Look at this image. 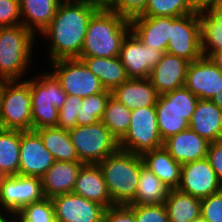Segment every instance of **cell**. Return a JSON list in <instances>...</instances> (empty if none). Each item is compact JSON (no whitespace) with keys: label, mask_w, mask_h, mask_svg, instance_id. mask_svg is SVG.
Returning a JSON list of instances; mask_svg holds the SVG:
<instances>
[{"label":"cell","mask_w":222,"mask_h":222,"mask_svg":"<svg viewBox=\"0 0 222 222\" xmlns=\"http://www.w3.org/2000/svg\"><path fill=\"white\" fill-rule=\"evenodd\" d=\"M100 7L86 0H62L59 3L52 22L38 36L47 42L48 63L80 57L89 20Z\"/></svg>","instance_id":"1"},{"label":"cell","mask_w":222,"mask_h":222,"mask_svg":"<svg viewBox=\"0 0 222 222\" xmlns=\"http://www.w3.org/2000/svg\"><path fill=\"white\" fill-rule=\"evenodd\" d=\"M130 20L101 6L89 20L80 57H118Z\"/></svg>","instance_id":"2"},{"label":"cell","mask_w":222,"mask_h":222,"mask_svg":"<svg viewBox=\"0 0 222 222\" xmlns=\"http://www.w3.org/2000/svg\"><path fill=\"white\" fill-rule=\"evenodd\" d=\"M39 40L24 25L0 27V79H26L36 57L35 42ZM34 53V54H33Z\"/></svg>","instance_id":"3"},{"label":"cell","mask_w":222,"mask_h":222,"mask_svg":"<svg viewBox=\"0 0 222 222\" xmlns=\"http://www.w3.org/2000/svg\"><path fill=\"white\" fill-rule=\"evenodd\" d=\"M114 205H128L137 193L142 156L119 149L98 163Z\"/></svg>","instance_id":"4"},{"label":"cell","mask_w":222,"mask_h":222,"mask_svg":"<svg viewBox=\"0 0 222 222\" xmlns=\"http://www.w3.org/2000/svg\"><path fill=\"white\" fill-rule=\"evenodd\" d=\"M26 80L30 83L32 130L57 127L59 110L67 96L60 82L49 70L29 75Z\"/></svg>","instance_id":"5"},{"label":"cell","mask_w":222,"mask_h":222,"mask_svg":"<svg viewBox=\"0 0 222 222\" xmlns=\"http://www.w3.org/2000/svg\"><path fill=\"white\" fill-rule=\"evenodd\" d=\"M198 100L186 86L158 96L155 108L163 141L189 128Z\"/></svg>","instance_id":"6"},{"label":"cell","mask_w":222,"mask_h":222,"mask_svg":"<svg viewBox=\"0 0 222 222\" xmlns=\"http://www.w3.org/2000/svg\"><path fill=\"white\" fill-rule=\"evenodd\" d=\"M0 128L32 130L30 83L26 79L5 81L0 101Z\"/></svg>","instance_id":"7"},{"label":"cell","mask_w":222,"mask_h":222,"mask_svg":"<svg viewBox=\"0 0 222 222\" xmlns=\"http://www.w3.org/2000/svg\"><path fill=\"white\" fill-rule=\"evenodd\" d=\"M81 163L98 164L120 149L119 141L101 122L76 126L69 130Z\"/></svg>","instance_id":"8"},{"label":"cell","mask_w":222,"mask_h":222,"mask_svg":"<svg viewBox=\"0 0 222 222\" xmlns=\"http://www.w3.org/2000/svg\"><path fill=\"white\" fill-rule=\"evenodd\" d=\"M163 142L158 129L155 106L133 109L129 128L119 140L120 149L143 156L162 147Z\"/></svg>","instance_id":"9"},{"label":"cell","mask_w":222,"mask_h":222,"mask_svg":"<svg viewBox=\"0 0 222 222\" xmlns=\"http://www.w3.org/2000/svg\"><path fill=\"white\" fill-rule=\"evenodd\" d=\"M48 64L49 71L68 95L84 98L105 91L100 80L78 58L60 59Z\"/></svg>","instance_id":"10"},{"label":"cell","mask_w":222,"mask_h":222,"mask_svg":"<svg viewBox=\"0 0 222 222\" xmlns=\"http://www.w3.org/2000/svg\"><path fill=\"white\" fill-rule=\"evenodd\" d=\"M166 52L189 62H194L203 56L200 13L171 17V37Z\"/></svg>","instance_id":"11"},{"label":"cell","mask_w":222,"mask_h":222,"mask_svg":"<svg viewBox=\"0 0 222 222\" xmlns=\"http://www.w3.org/2000/svg\"><path fill=\"white\" fill-rule=\"evenodd\" d=\"M43 198L41 178L19 174L0 176V211L17 214L27 204Z\"/></svg>","instance_id":"12"},{"label":"cell","mask_w":222,"mask_h":222,"mask_svg":"<svg viewBox=\"0 0 222 222\" xmlns=\"http://www.w3.org/2000/svg\"><path fill=\"white\" fill-rule=\"evenodd\" d=\"M164 52L143 44L130 31L122 42L119 58L128 78H149Z\"/></svg>","instance_id":"13"},{"label":"cell","mask_w":222,"mask_h":222,"mask_svg":"<svg viewBox=\"0 0 222 222\" xmlns=\"http://www.w3.org/2000/svg\"><path fill=\"white\" fill-rule=\"evenodd\" d=\"M177 189L201 200L220 192L222 185L209 160L204 158L182 164L180 183Z\"/></svg>","instance_id":"14"},{"label":"cell","mask_w":222,"mask_h":222,"mask_svg":"<svg viewBox=\"0 0 222 222\" xmlns=\"http://www.w3.org/2000/svg\"><path fill=\"white\" fill-rule=\"evenodd\" d=\"M57 222H103L106 207L69 192L51 198Z\"/></svg>","instance_id":"15"},{"label":"cell","mask_w":222,"mask_h":222,"mask_svg":"<svg viewBox=\"0 0 222 222\" xmlns=\"http://www.w3.org/2000/svg\"><path fill=\"white\" fill-rule=\"evenodd\" d=\"M54 162L35 130L20 131L19 175L41 178Z\"/></svg>","instance_id":"16"},{"label":"cell","mask_w":222,"mask_h":222,"mask_svg":"<svg viewBox=\"0 0 222 222\" xmlns=\"http://www.w3.org/2000/svg\"><path fill=\"white\" fill-rule=\"evenodd\" d=\"M185 86L199 99L212 100L222 93V71L208 58L190 62Z\"/></svg>","instance_id":"17"},{"label":"cell","mask_w":222,"mask_h":222,"mask_svg":"<svg viewBox=\"0 0 222 222\" xmlns=\"http://www.w3.org/2000/svg\"><path fill=\"white\" fill-rule=\"evenodd\" d=\"M189 64L186 59L165 52L149 76L157 93L161 95L185 86Z\"/></svg>","instance_id":"18"},{"label":"cell","mask_w":222,"mask_h":222,"mask_svg":"<svg viewBox=\"0 0 222 222\" xmlns=\"http://www.w3.org/2000/svg\"><path fill=\"white\" fill-rule=\"evenodd\" d=\"M209 144L188 128L164 140L163 147L177 162L185 164L207 158Z\"/></svg>","instance_id":"19"},{"label":"cell","mask_w":222,"mask_h":222,"mask_svg":"<svg viewBox=\"0 0 222 222\" xmlns=\"http://www.w3.org/2000/svg\"><path fill=\"white\" fill-rule=\"evenodd\" d=\"M130 26L143 44L166 52L171 37V17L136 16L130 19Z\"/></svg>","instance_id":"20"},{"label":"cell","mask_w":222,"mask_h":222,"mask_svg":"<svg viewBox=\"0 0 222 222\" xmlns=\"http://www.w3.org/2000/svg\"><path fill=\"white\" fill-rule=\"evenodd\" d=\"M111 96L133 110L155 106L159 94L149 78H128L111 91Z\"/></svg>","instance_id":"21"},{"label":"cell","mask_w":222,"mask_h":222,"mask_svg":"<svg viewBox=\"0 0 222 222\" xmlns=\"http://www.w3.org/2000/svg\"><path fill=\"white\" fill-rule=\"evenodd\" d=\"M82 165L81 162L55 161L41 177L44 197L51 199L72 192Z\"/></svg>","instance_id":"22"},{"label":"cell","mask_w":222,"mask_h":222,"mask_svg":"<svg viewBox=\"0 0 222 222\" xmlns=\"http://www.w3.org/2000/svg\"><path fill=\"white\" fill-rule=\"evenodd\" d=\"M108 208L114 206L98 164H83L72 191Z\"/></svg>","instance_id":"23"},{"label":"cell","mask_w":222,"mask_h":222,"mask_svg":"<svg viewBox=\"0 0 222 222\" xmlns=\"http://www.w3.org/2000/svg\"><path fill=\"white\" fill-rule=\"evenodd\" d=\"M189 128L209 143L222 140V110L212 100L199 99Z\"/></svg>","instance_id":"24"},{"label":"cell","mask_w":222,"mask_h":222,"mask_svg":"<svg viewBox=\"0 0 222 222\" xmlns=\"http://www.w3.org/2000/svg\"><path fill=\"white\" fill-rule=\"evenodd\" d=\"M62 0H20L22 25L36 37L52 22ZM38 33V34H37Z\"/></svg>","instance_id":"25"},{"label":"cell","mask_w":222,"mask_h":222,"mask_svg":"<svg viewBox=\"0 0 222 222\" xmlns=\"http://www.w3.org/2000/svg\"><path fill=\"white\" fill-rule=\"evenodd\" d=\"M144 166L153 172L170 189L180 183L181 166L162 146L142 156Z\"/></svg>","instance_id":"26"},{"label":"cell","mask_w":222,"mask_h":222,"mask_svg":"<svg viewBox=\"0 0 222 222\" xmlns=\"http://www.w3.org/2000/svg\"><path fill=\"white\" fill-rule=\"evenodd\" d=\"M88 69L100 80L105 90L112 91L128 77L118 57H79Z\"/></svg>","instance_id":"27"},{"label":"cell","mask_w":222,"mask_h":222,"mask_svg":"<svg viewBox=\"0 0 222 222\" xmlns=\"http://www.w3.org/2000/svg\"><path fill=\"white\" fill-rule=\"evenodd\" d=\"M35 131L40 135L44 147L53 155L55 161L80 162L69 130L47 127Z\"/></svg>","instance_id":"28"},{"label":"cell","mask_w":222,"mask_h":222,"mask_svg":"<svg viewBox=\"0 0 222 222\" xmlns=\"http://www.w3.org/2000/svg\"><path fill=\"white\" fill-rule=\"evenodd\" d=\"M169 222H191L201 216V200L176 189H170L164 201Z\"/></svg>","instance_id":"29"},{"label":"cell","mask_w":222,"mask_h":222,"mask_svg":"<svg viewBox=\"0 0 222 222\" xmlns=\"http://www.w3.org/2000/svg\"><path fill=\"white\" fill-rule=\"evenodd\" d=\"M170 188L146 166L140 169L135 199L128 205L164 204Z\"/></svg>","instance_id":"30"},{"label":"cell","mask_w":222,"mask_h":222,"mask_svg":"<svg viewBox=\"0 0 222 222\" xmlns=\"http://www.w3.org/2000/svg\"><path fill=\"white\" fill-rule=\"evenodd\" d=\"M20 131L0 128V176L19 174Z\"/></svg>","instance_id":"31"},{"label":"cell","mask_w":222,"mask_h":222,"mask_svg":"<svg viewBox=\"0 0 222 222\" xmlns=\"http://www.w3.org/2000/svg\"><path fill=\"white\" fill-rule=\"evenodd\" d=\"M132 110L118 102L112 96L109 97L101 122L119 141L127 132Z\"/></svg>","instance_id":"32"},{"label":"cell","mask_w":222,"mask_h":222,"mask_svg":"<svg viewBox=\"0 0 222 222\" xmlns=\"http://www.w3.org/2000/svg\"><path fill=\"white\" fill-rule=\"evenodd\" d=\"M111 91L105 90L82 98L81 109L77 113V125H91L101 121Z\"/></svg>","instance_id":"33"},{"label":"cell","mask_w":222,"mask_h":222,"mask_svg":"<svg viewBox=\"0 0 222 222\" xmlns=\"http://www.w3.org/2000/svg\"><path fill=\"white\" fill-rule=\"evenodd\" d=\"M196 13L189 0H149L144 12L146 17H180Z\"/></svg>","instance_id":"34"},{"label":"cell","mask_w":222,"mask_h":222,"mask_svg":"<svg viewBox=\"0 0 222 222\" xmlns=\"http://www.w3.org/2000/svg\"><path fill=\"white\" fill-rule=\"evenodd\" d=\"M201 19V51L208 57L213 51L222 50V26L216 24L205 12Z\"/></svg>","instance_id":"35"},{"label":"cell","mask_w":222,"mask_h":222,"mask_svg":"<svg viewBox=\"0 0 222 222\" xmlns=\"http://www.w3.org/2000/svg\"><path fill=\"white\" fill-rule=\"evenodd\" d=\"M16 222H57L51 199L27 204L16 214Z\"/></svg>","instance_id":"36"},{"label":"cell","mask_w":222,"mask_h":222,"mask_svg":"<svg viewBox=\"0 0 222 222\" xmlns=\"http://www.w3.org/2000/svg\"><path fill=\"white\" fill-rule=\"evenodd\" d=\"M82 98L68 95L59 110L57 127L70 130L77 126V113L81 109Z\"/></svg>","instance_id":"37"},{"label":"cell","mask_w":222,"mask_h":222,"mask_svg":"<svg viewBox=\"0 0 222 222\" xmlns=\"http://www.w3.org/2000/svg\"><path fill=\"white\" fill-rule=\"evenodd\" d=\"M128 206L134 211L135 222H169L164 204Z\"/></svg>","instance_id":"38"},{"label":"cell","mask_w":222,"mask_h":222,"mask_svg":"<svg viewBox=\"0 0 222 222\" xmlns=\"http://www.w3.org/2000/svg\"><path fill=\"white\" fill-rule=\"evenodd\" d=\"M149 0H110L105 6L127 19L141 15Z\"/></svg>","instance_id":"39"},{"label":"cell","mask_w":222,"mask_h":222,"mask_svg":"<svg viewBox=\"0 0 222 222\" xmlns=\"http://www.w3.org/2000/svg\"><path fill=\"white\" fill-rule=\"evenodd\" d=\"M201 217L206 222H222V190L201 199Z\"/></svg>","instance_id":"40"},{"label":"cell","mask_w":222,"mask_h":222,"mask_svg":"<svg viewBox=\"0 0 222 222\" xmlns=\"http://www.w3.org/2000/svg\"><path fill=\"white\" fill-rule=\"evenodd\" d=\"M22 24L20 0H0V27Z\"/></svg>","instance_id":"41"},{"label":"cell","mask_w":222,"mask_h":222,"mask_svg":"<svg viewBox=\"0 0 222 222\" xmlns=\"http://www.w3.org/2000/svg\"><path fill=\"white\" fill-rule=\"evenodd\" d=\"M103 222H135L134 211L128 205L108 207Z\"/></svg>","instance_id":"42"},{"label":"cell","mask_w":222,"mask_h":222,"mask_svg":"<svg viewBox=\"0 0 222 222\" xmlns=\"http://www.w3.org/2000/svg\"><path fill=\"white\" fill-rule=\"evenodd\" d=\"M207 159L211 167L215 170L218 181L222 185V140L209 144Z\"/></svg>","instance_id":"43"},{"label":"cell","mask_w":222,"mask_h":222,"mask_svg":"<svg viewBox=\"0 0 222 222\" xmlns=\"http://www.w3.org/2000/svg\"><path fill=\"white\" fill-rule=\"evenodd\" d=\"M220 0H189L193 10L197 13L206 12L215 6Z\"/></svg>","instance_id":"44"},{"label":"cell","mask_w":222,"mask_h":222,"mask_svg":"<svg viewBox=\"0 0 222 222\" xmlns=\"http://www.w3.org/2000/svg\"><path fill=\"white\" fill-rule=\"evenodd\" d=\"M216 24L222 26V0L205 12Z\"/></svg>","instance_id":"45"},{"label":"cell","mask_w":222,"mask_h":222,"mask_svg":"<svg viewBox=\"0 0 222 222\" xmlns=\"http://www.w3.org/2000/svg\"><path fill=\"white\" fill-rule=\"evenodd\" d=\"M208 58L222 71V50L213 51Z\"/></svg>","instance_id":"46"},{"label":"cell","mask_w":222,"mask_h":222,"mask_svg":"<svg viewBox=\"0 0 222 222\" xmlns=\"http://www.w3.org/2000/svg\"><path fill=\"white\" fill-rule=\"evenodd\" d=\"M0 222H16V214L8 211H0Z\"/></svg>","instance_id":"47"},{"label":"cell","mask_w":222,"mask_h":222,"mask_svg":"<svg viewBox=\"0 0 222 222\" xmlns=\"http://www.w3.org/2000/svg\"><path fill=\"white\" fill-rule=\"evenodd\" d=\"M212 101L222 110V93L217 94Z\"/></svg>","instance_id":"48"},{"label":"cell","mask_w":222,"mask_h":222,"mask_svg":"<svg viewBox=\"0 0 222 222\" xmlns=\"http://www.w3.org/2000/svg\"><path fill=\"white\" fill-rule=\"evenodd\" d=\"M86 1L94 2L100 6H106L110 2V0H86Z\"/></svg>","instance_id":"49"},{"label":"cell","mask_w":222,"mask_h":222,"mask_svg":"<svg viewBox=\"0 0 222 222\" xmlns=\"http://www.w3.org/2000/svg\"><path fill=\"white\" fill-rule=\"evenodd\" d=\"M6 80L0 79V101H1V94L4 87V83Z\"/></svg>","instance_id":"50"},{"label":"cell","mask_w":222,"mask_h":222,"mask_svg":"<svg viewBox=\"0 0 222 222\" xmlns=\"http://www.w3.org/2000/svg\"><path fill=\"white\" fill-rule=\"evenodd\" d=\"M191 222H206L201 216L192 220Z\"/></svg>","instance_id":"51"}]
</instances>
